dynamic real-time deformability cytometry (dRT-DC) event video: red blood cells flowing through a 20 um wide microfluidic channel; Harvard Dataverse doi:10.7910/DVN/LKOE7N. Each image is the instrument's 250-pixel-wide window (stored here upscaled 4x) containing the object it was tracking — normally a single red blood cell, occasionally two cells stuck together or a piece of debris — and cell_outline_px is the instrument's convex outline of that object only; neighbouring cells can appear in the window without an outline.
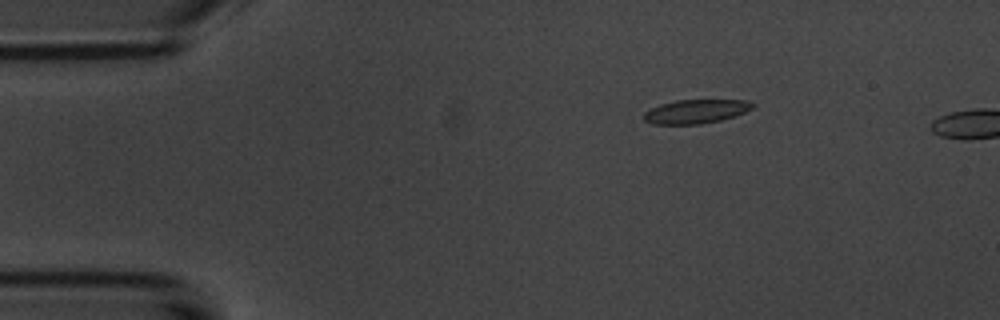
{"species": "common noctule bat (a hibernating species)", "species_latin": "Nyctalus noctula", "temperature_condition": "room temperature", "stored_images_in_passage": 3, "camera_frame_rate_fps": 3000, "um_per_image_px": 0.085, "animal": {"sex": "male", "body_mass_g": 20.1, "forearm_length_mm": 53.5}, "frame": {"image": 1, "passage_image": 2, "time_ms": 2.0, "image_size_px": [1000, 320], "cell_outline_px": [[756, 104], [752, 108], [736, 116], [720, 120], [700, 124], [652, 124], [644, 120], [644, 112], [660, 104], [676, 100], [748, 100]], "centroid_in_image_um": [59.16, 9.47], "position_along_channel_um": 25.8, "area_um2": 15.14}}